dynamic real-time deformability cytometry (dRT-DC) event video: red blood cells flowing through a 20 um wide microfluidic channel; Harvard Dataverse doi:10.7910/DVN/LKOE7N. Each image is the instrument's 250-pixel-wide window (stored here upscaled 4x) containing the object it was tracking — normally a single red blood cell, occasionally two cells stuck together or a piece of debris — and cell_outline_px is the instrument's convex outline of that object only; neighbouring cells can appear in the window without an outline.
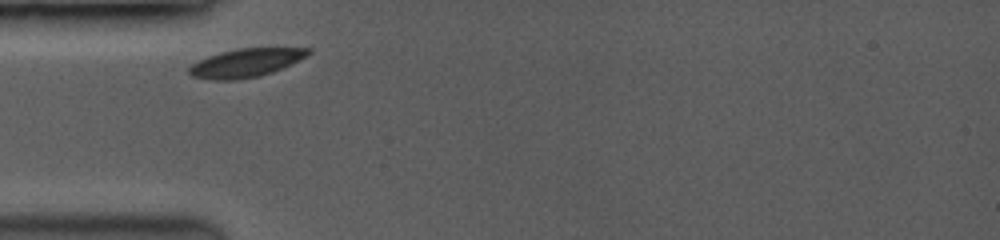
{"species": "common noctule bat (a hibernating species)", "species_latin": "Nyctalus noctula", "temperature_condition": "room temperature", "stored_images_in_passage": 39, "camera_frame_rate_fps": 3500, "um_per_image_px": 0.085, "animal": {"sex": "female", "body_mass_g": 19.0, "forearm_length_mm": 53.3}, "frame": {"image": 1, "passage_image": 1, "time_ms": 0.0, "image_size_px": [1000, 240], "cell_outline_px": [[312, 52], [272, 72], [260, 76], [236, 80], [212, 80], [192, 76], [188, 72], [188, 68], [192, 64], [208, 56], [220, 52], [240, 48], [312, 48]], "centroid_in_image_um": [20.84, 5.34], "position_along_channel_um": 64.2, "area_um2": 19.42}}
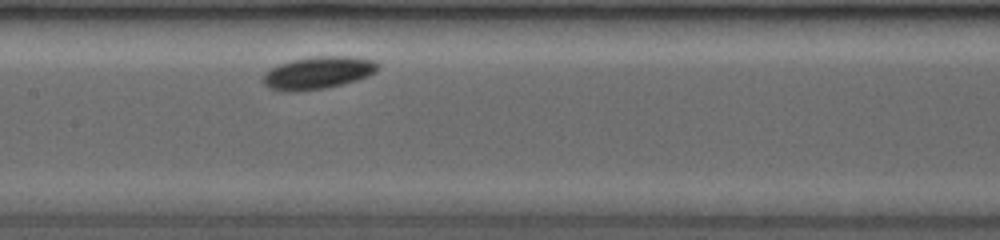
{"frame": {"image": 2, "passage_image": 10, "time_ms": 3.143, "image_size_px": [1000, 240], "cell_outline_px": [[380, 64], [376, 72], [368, 76], [356, 80], [324, 88], [268, 88], [260, 80], [264, 72], [280, 64], [292, 60], [316, 56], [352, 56], [372, 60]], "centroid_in_image_um": [27.08, 6.13], "position_along_channel_um": 180.3, "area_um2": 20.87}}
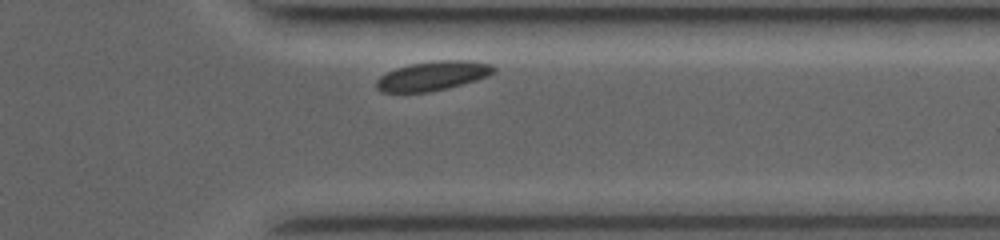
{"frame": {"image": 3, "passage_image": 36, "time_ms": 8.286, "image_size_px": [1000, 240], "cell_outline_px": [[496, 72], [488, 76], [476, 80], [448, 88], [428, 92], [384, 92], [376, 88], [376, 80], [380, 76], [396, 68], [412, 64], [436, 60], [468, 60], [492, 64], [496, 68]], "centroid_in_image_um": [36.82, 6.44], "position_along_channel_um": 374.6, "area_um2": 20.0}, "authors_computed_cell_mechanics": {"area_um2": 19.8254, "velocity_mm_per_s": 3.7746, "shape_relaxation_time_tau1_ms": 0.8664, "shape_relaxation_time_tau2_ms": null, "deformation_change_tau1": 0.0482, "deformation_change_tau2": null}}